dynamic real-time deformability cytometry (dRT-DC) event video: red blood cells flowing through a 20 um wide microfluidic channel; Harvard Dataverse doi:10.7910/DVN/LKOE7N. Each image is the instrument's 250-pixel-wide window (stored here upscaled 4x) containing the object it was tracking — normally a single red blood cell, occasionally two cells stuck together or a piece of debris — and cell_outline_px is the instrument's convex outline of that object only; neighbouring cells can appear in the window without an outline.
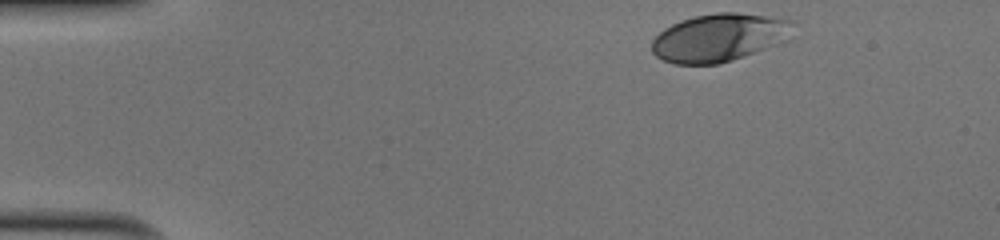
{"species": "human", "species_latin": "Homo sapiens", "temperature_condition": "cold", "stored_images_in_passage": 35, "camera_frame_rate_fps": 3000, "um_per_image_px": 0.085, "donor": {"sex": "male"}, "frame": {"image": 1, "passage_image": 1, "time_ms": 0.0, "image_size_px": [1000, 240], "cell_outline_px": [[796, 20], [772, 44], [764, 48], [732, 60], [720, 64], [672, 64], [656, 56], [652, 52], [652, 40], [664, 28], [680, 20], [696, 16], [716, 12], [736, 12]], "centroid_in_image_um": [60.96, 3.19], "position_along_channel_um": 24.0, "area_um2": 38.26}}
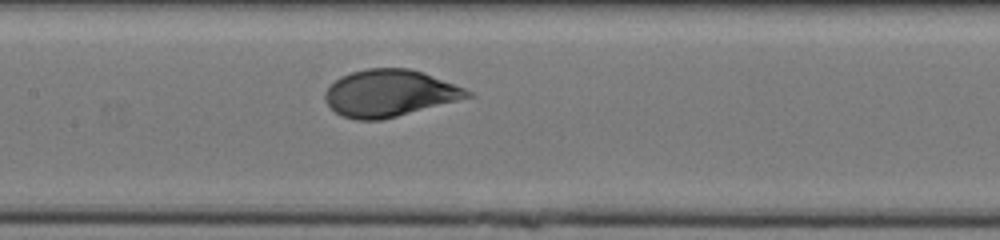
{"frame": {"image": 2, "passage_image": 19, "time_ms": 6.0, "image_size_px": [1000, 240], "cell_outline_px": [[476, 96], [380, 120], [356, 120], [344, 116], [336, 112], [328, 104], [324, 96], [324, 92], [340, 76], [352, 72], [368, 68], [408, 68], [420, 72], [464, 88], [472, 92]], "centroid_in_image_um": [33.11, 7.93], "position_along_channel_um": 174.3, "area_um2": 38.38}}
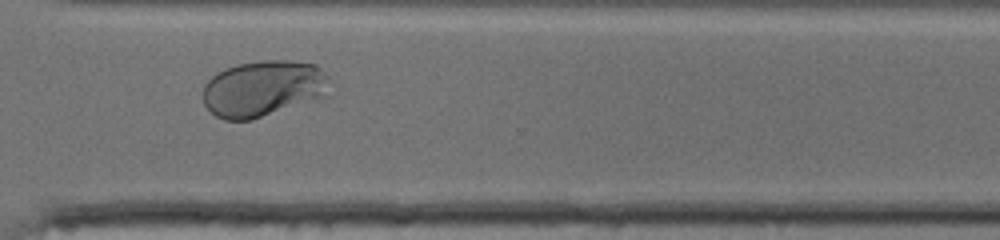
{"frame": {"image": 3, "passage_image": 32, "time_ms": 10.333, "image_size_px": [1000, 240], "cell_outline_px": [[332, 96], [252, 120], [224, 120], [216, 116], [204, 104], [204, 84], [212, 76], [224, 68], [236, 64], [264, 60], [288, 60], [316, 64], [332, 80]], "centroid_in_image_um": [22.49, 7.53], "position_along_channel_um": 348.1, "area_um2": 42.66}, "authors_computed_cell_mechanics": {"area_um2": 38.2636, "velocity_mm_per_s": 4.018, "shape_relaxation_time_tau1_ms": 3.128, "shape_relaxation_time_tau2_ms": null, "deformation_change_tau1": 0.1707, "deformation_change_tau2": null}}